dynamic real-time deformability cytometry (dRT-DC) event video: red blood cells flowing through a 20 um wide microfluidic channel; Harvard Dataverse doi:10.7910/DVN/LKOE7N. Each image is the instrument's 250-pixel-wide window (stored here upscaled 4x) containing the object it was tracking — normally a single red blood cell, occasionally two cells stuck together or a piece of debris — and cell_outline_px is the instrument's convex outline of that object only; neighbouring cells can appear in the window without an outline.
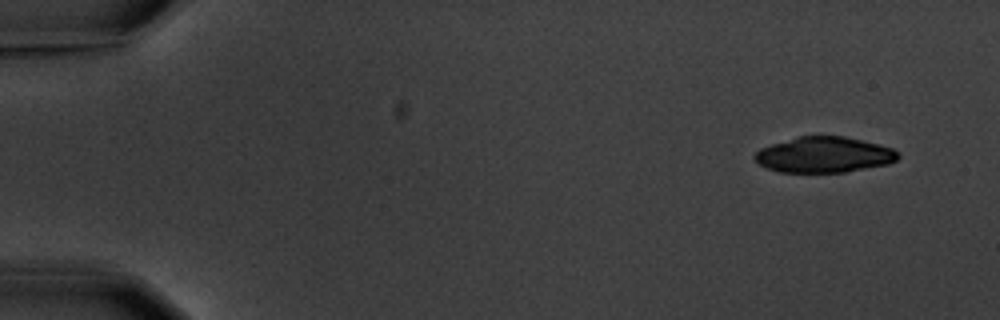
{"species": "common noctule bat (a hibernating species)", "species_latin": "Nyctalus noctula", "temperature_condition": "warm", "stored_images_in_passage": 5, "camera_frame_rate_fps": 3000, "um_per_image_px": 0.085, "animal": {"sex": "male", "body_mass_g": 20.1, "forearm_length_mm": 53.5}, "frame": {"image": 1, "passage_image": 1, "time_ms": 0.0, "image_size_px": [1000, 320], "cell_outline_px": [[900, 156], [896, 160], [888, 164], [844, 172], [780, 172], [768, 168], [760, 164], [752, 156], [760, 148], [772, 144], [800, 136], [844, 136], [880, 144], [892, 148], [900, 152]], "centroid_in_image_um": [70.08, 13.15], "position_along_channel_um": 14.9, "area_um2": 29.71}}